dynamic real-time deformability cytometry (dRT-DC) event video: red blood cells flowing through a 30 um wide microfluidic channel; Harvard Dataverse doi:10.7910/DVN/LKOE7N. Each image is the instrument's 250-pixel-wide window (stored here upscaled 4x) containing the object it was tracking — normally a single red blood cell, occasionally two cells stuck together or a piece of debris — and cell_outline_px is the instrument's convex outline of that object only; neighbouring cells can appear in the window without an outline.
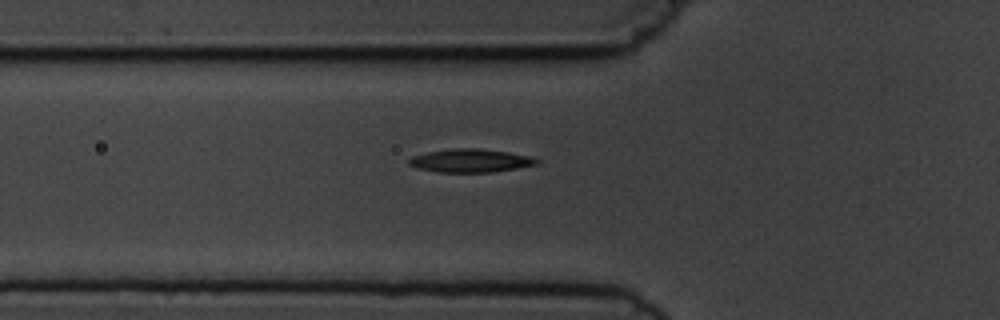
{"species": "common noctule bat (a hibernating species)", "species_latin": "Nyctalus noctula", "temperature_condition": "cold", "stored_images_in_passage": 7, "camera_frame_rate_fps": 3000, "um_per_image_px": 0.085, "animal": {"sex": "male", "body_mass_g": 19.5, "forearm_length_mm": 54.6}, "frame": {"image": 1, "passage_image": 7, "time_ms": 7.0, "image_size_px": [1000, 320], "cell_outline_px": [[540, 164], [492, 172], [440, 172], [416, 168], [408, 164], [408, 160], [412, 156], [428, 152], [452, 148], [476, 148], [508, 152], [528, 156], [540, 160]], "centroid_in_image_um": [39.98, 13.65], "position_along_channel_um": 85.8, "area_um2": 17.28}}